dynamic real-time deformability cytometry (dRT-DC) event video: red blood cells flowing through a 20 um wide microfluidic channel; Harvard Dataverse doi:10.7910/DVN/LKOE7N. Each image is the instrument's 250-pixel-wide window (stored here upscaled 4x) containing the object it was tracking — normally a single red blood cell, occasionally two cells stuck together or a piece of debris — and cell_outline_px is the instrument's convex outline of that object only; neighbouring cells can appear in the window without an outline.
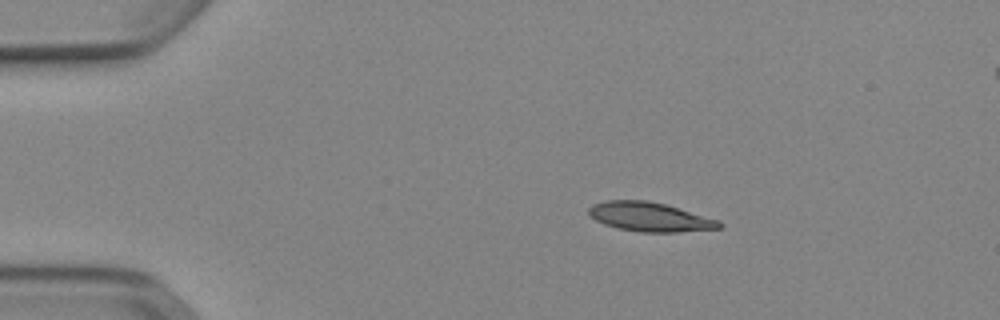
{"species": "Egyptian fruit bat (a non-hibernating species)", "species_latin": "Rousettus aegyptiacus", "temperature_condition": "cold", "stored_images_in_passage": 44, "camera_frame_rate_fps": 3000, "um_per_image_px": 0.085, "animal": {"sex": "female"}, "frame": {"image": 1, "passage_image": 1, "time_ms": 0.0, "image_size_px": [1000, 320], "cell_outline_px": [[724, 228], [676, 232], [640, 232], [616, 228], [604, 224], [588, 216], [588, 208], [592, 204], [604, 200], [644, 200], [664, 204], [720, 220], [724, 224]], "centroid_in_image_um": [55.22, 18.44], "position_along_channel_um": 29.8, "area_um2": 22.37}}
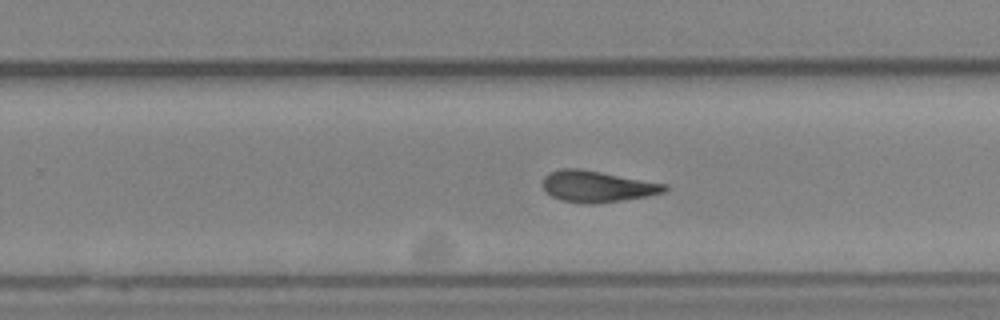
{"frame": {"image": 2, "passage_image": 25, "time_ms": 8.0, "image_size_px": [1000, 320], "cell_outline_px": [[668, 188], [664, 192], [644, 196], [596, 204], [584, 204], [560, 200], [552, 196], [544, 188], [544, 176], [548, 172], [560, 168], [580, 168], [668, 184]], "centroid_in_image_um": [50.74, 15.83], "position_along_channel_um": 279.1, "area_um2": 22.2}}
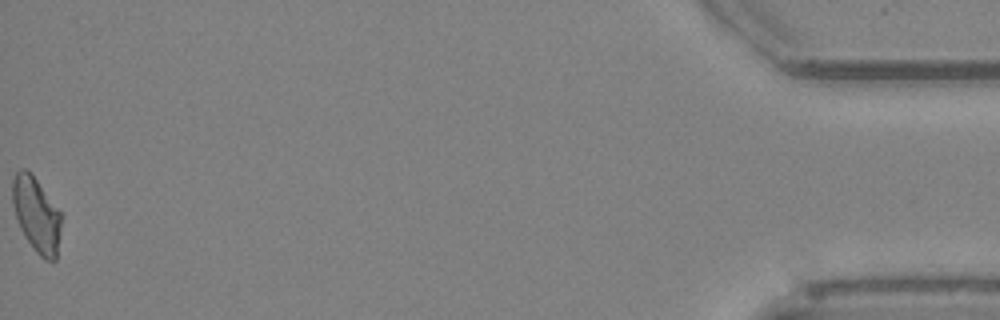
{"frame": {"image": 3, "passage_image": 44, "time_ms": 14.333, "image_size_px": [1000, 320], "cell_outline_px": [[64, 216], [56, 260], [44, 260], [36, 252], [20, 228], [12, 204], [12, 180], [16, 172], [20, 168], [24, 168], [32, 172]], "centroid_in_image_um": [3.13, 18.22], "position_along_channel_um": 432.1, "area_um2": 21.79}, "authors_computed_cell_mechanics": {"area_um2": 22.0796, "velocity_mm_per_s": 3.8926, "shape_relaxation_time_tau1_ms": null, "shape_relaxation_time_tau2_ms": 3.9658, "deformation_change_tau1": null, "deformation_change_tau2": 0.1144}}